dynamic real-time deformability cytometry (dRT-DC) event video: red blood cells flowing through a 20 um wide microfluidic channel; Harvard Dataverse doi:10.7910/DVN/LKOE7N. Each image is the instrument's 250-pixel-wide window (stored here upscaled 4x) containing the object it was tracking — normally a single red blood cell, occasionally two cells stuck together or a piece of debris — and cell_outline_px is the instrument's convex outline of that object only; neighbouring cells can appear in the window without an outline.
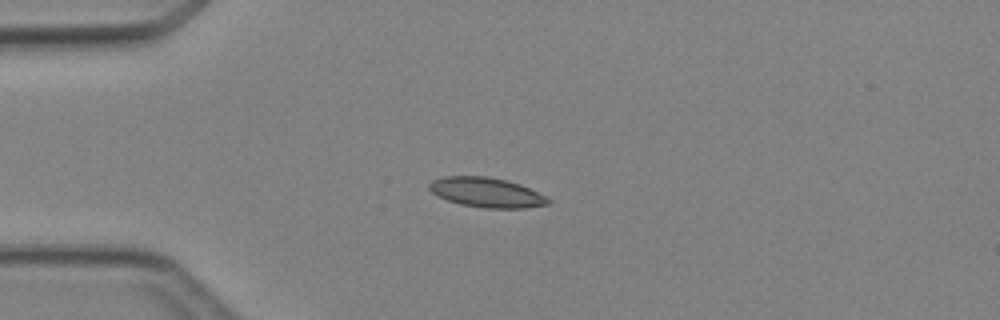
{"species": "Egyptian fruit bat (a non-hibernating species)", "species_latin": "Rousettus aegyptiacus", "temperature_condition": "cold", "stored_images_in_passage": 3, "camera_frame_rate_fps": 3000, "um_per_image_px": 0.085, "animal": {"sex": "female"}, "frame": {"image": 1, "passage_image": 2, "time_ms": 1.333, "image_size_px": [1000, 320], "cell_outline_px": [[552, 200], [548, 204], [524, 208], [484, 208], [460, 204], [448, 200], [432, 192], [428, 188], [428, 184], [432, 180], [444, 176], [488, 176], [520, 184], [548, 196]], "centroid_in_image_um": [41.38, 16.35], "position_along_channel_um": 43.6, "area_um2": 20.63}}